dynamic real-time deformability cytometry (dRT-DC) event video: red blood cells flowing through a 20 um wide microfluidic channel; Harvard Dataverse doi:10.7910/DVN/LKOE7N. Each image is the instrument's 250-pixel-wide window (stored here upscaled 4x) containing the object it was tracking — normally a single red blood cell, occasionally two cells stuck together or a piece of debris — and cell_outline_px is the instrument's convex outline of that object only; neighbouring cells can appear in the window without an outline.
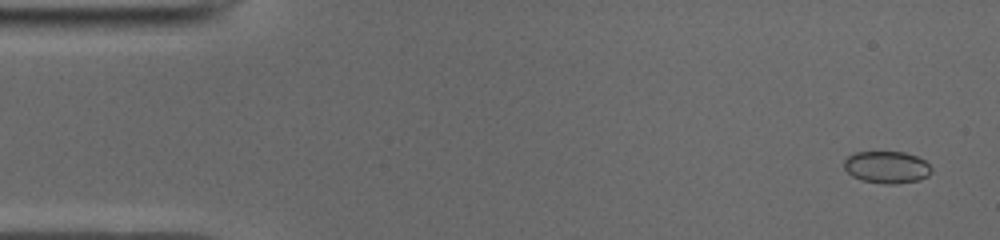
{"species": "common noctule bat (a hibernating species)", "species_latin": "Nyctalus noctula", "temperature_condition": "cold", "stored_images_in_passage": 15, "camera_frame_rate_fps": 3000, "um_per_image_px": 0.085, "animal": {"sex": "male", "body_mass_g": 19.0, "forearm_length_mm": 50.8}, "frame": {"image": 1, "passage_image": 3, "time_ms": 0.667, "image_size_px": [1000, 240], "cell_outline_px": [[932, 172], [928, 176], [916, 180], [896, 184], [884, 184], [864, 180], [852, 176], [844, 168], [844, 160], [848, 156], [856, 152], [904, 152], [916, 156], [924, 160], [932, 168]], "centroid_in_image_um": [75.38, 14.21], "position_along_channel_um": 9.6, "area_um2": 16.24}}
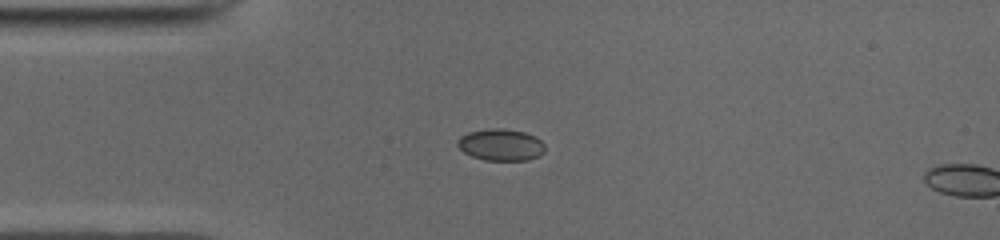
{"frame": {"image": 2, "passage_image": 13, "time_ms": 4.0, "image_size_px": [1000, 240], "cell_outline_px": [[544, 152], [540, 156], [528, 160], [484, 160], [472, 156], [464, 152], [456, 144], [460, 136], [468, 132], [492, 128], [504, 128], [524, 132], [536, 136], [544, 144]], "centroid_in_image_um": [42.59, 12.3], "position_along_channel_um": 42.4, "area_um2": 16.24}}